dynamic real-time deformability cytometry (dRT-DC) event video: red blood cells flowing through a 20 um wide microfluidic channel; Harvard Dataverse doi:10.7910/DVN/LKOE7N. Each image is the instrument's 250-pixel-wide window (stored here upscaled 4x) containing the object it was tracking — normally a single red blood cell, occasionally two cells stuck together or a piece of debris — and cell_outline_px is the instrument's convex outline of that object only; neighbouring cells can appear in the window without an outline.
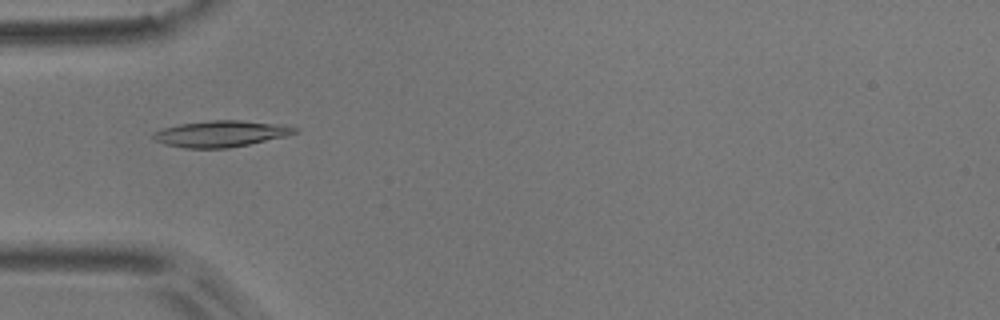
{"species": "common noctule bat (a hibernating species)", "species_latin": "Nyctalus noctula", "temperature_condition": "room temperature", "stored_images_in_passage": 8, "camera_frame_rate_fps": 3000, "um_per_image_px": 0.085, "animal": {"sex": "male", "body_mass_g": 17.9}, "frame": {"image": 1, "passage_image": 5, "time_ms": 1.333, "image_size_px": [1000, 320], "cell_outline_px": [[300, 128], [296, 132], [288, 136], [228, 148], [184, 148], [164, 144], [156, 140], [152, 136], [152, 132], [164, 128], [180, 124], [208, 120], [240, 120], [280, 124]], "centroid_in_image_um": [18.79, 11.36], "position_along_channel_um": 66.2, "area_um2": 21.68}}
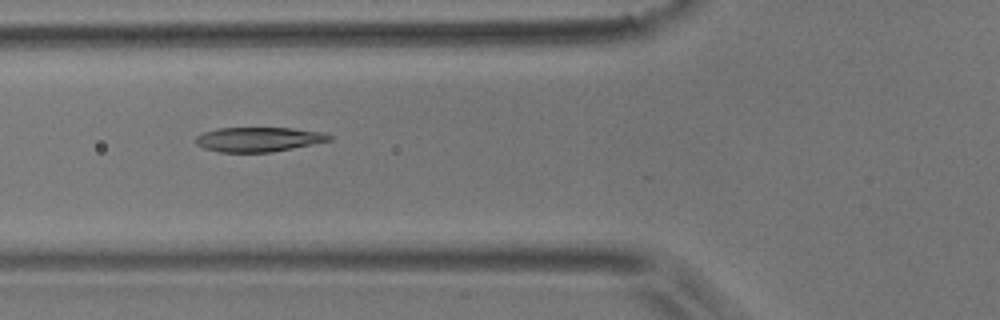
{"frame": {"image": 2, "passage_image": 6, "time_ms": 1.667, "image_size_px": [1000, 320], "cell_outline_px": [[332, 140], [272, 152], [220, 152], [204, 148], [196, 144], [196, 136], [204, 132], [216, 128], [292, 128], [324, 132], [332, 136]], "centroid_in_image_um": [21.98, 11.84], "position_along_channel_um": 103.8, "area_um2": 19.07}}
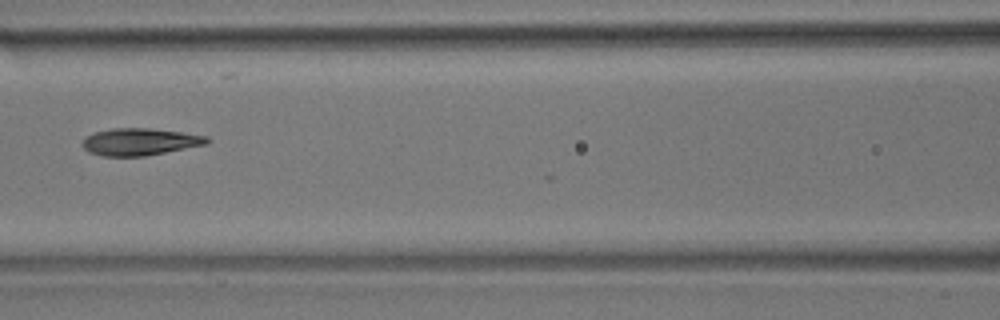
{"frame": {"image": 3, "passage_image": 7, "time_ms": 2.0, "image_size_px": [1000, 320], "cell_outline_px": [[208, 144], [144, 156], [104, 156], [88, 152], [80, 144], [88, 136], [96, 132], [112, 128], [148, 128], [180, 132], [208, 136]], "centroid_in_image_um": [11.88, 12.05], "position_along_channel_um": 154.7, "area_um2": 19.48}}